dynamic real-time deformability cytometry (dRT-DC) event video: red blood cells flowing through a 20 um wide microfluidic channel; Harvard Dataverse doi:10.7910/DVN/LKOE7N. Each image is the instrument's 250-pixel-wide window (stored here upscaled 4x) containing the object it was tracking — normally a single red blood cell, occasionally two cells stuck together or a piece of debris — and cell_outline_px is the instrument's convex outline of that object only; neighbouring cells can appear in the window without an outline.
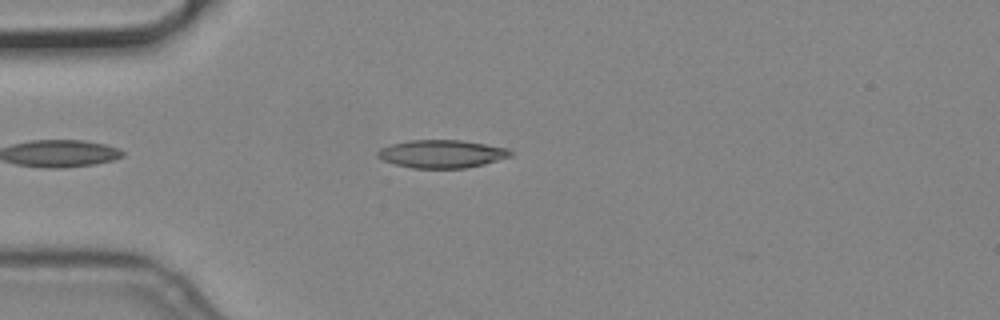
{"species": "common noctule bat (a hibernating species)", "species_latin": "Nyctalus noctula", "temperature_condition": "cold", "stored_images_in_passage": 4, "camera_frame_rate_fps": 3000, "um_per_image_px": 0.085, "animal": {"sex": "male", "body_mass_g": 19.2, "forearm_length_mm": 51.8}, "frame": {"image": 1, "passage_image": 4, "time_ms": 1.0, "image_size_px": [1000, 320], "cell_outline_px": [[512, 156], [484, 164], [464, 168], [412, 168], [396, 164], [384, 160], [376, 156], [376, 152], [380, 148], [392, 144], [408, 140], [460, 140], [508, 148], [512, 152]], "centroid_in_image_um": [37.54, 13.08], "position_along_channel_um": 47.5, "area_um2": 21.56}}